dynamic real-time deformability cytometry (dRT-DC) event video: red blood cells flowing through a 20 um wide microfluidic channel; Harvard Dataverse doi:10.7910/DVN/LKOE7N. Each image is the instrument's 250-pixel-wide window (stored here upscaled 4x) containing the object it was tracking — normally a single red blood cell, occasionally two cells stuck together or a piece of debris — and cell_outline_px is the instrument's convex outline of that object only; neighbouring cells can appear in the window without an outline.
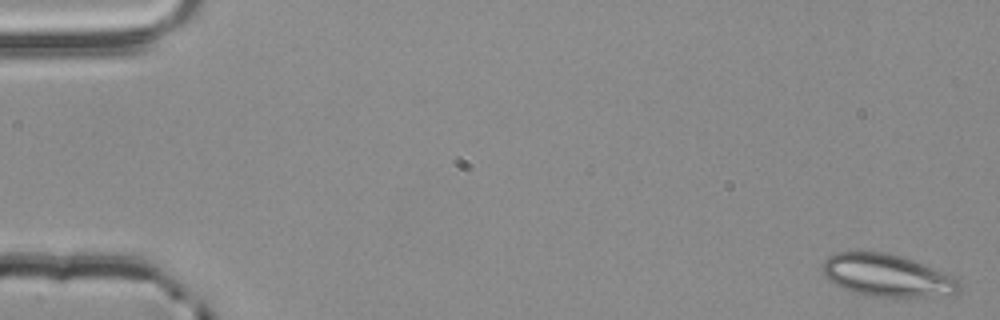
{"species": "common noctule bat (a hibernating species)", "species_latin": "Nyctalus noctula", "temperature_condition": "room temperature", "stored_images_in_passage": 5, "camera_frame_rate_fps": 3000, "um_per_image_px": 0.085, "animal": {"sex": "male", "body_mass_g": 20.4}, "frame": {"image": 1, "passage_image": 1, "time_ms": 0.0, "image_size_px": [1000, 320], "cell_outline_px": [[960, 292], [908, 300], [872, 296], [852, 292], [828, 280], [824, 276], [824, 260], [828, 256], [836, 252], [884, 252], [900, 256], [912, 260], [932, 268], [960, 280]], "centroid_in_image_um": [75.41, 23.46], "position_along_channel_um": 9.6, "area_um2": 33.99}}